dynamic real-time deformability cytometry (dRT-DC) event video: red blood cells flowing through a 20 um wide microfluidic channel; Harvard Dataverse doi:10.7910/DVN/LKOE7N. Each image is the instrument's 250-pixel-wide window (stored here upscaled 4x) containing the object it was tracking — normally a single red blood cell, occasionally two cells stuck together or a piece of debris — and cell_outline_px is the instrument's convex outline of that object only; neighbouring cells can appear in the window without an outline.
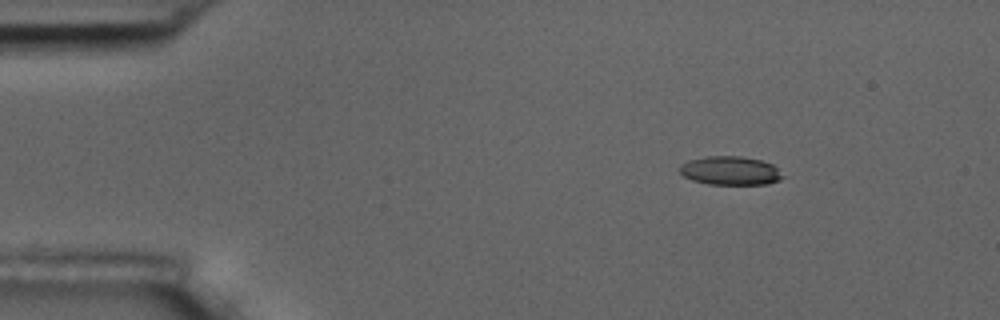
{"species": "common noctule bat (a hibernating species)", "species_latin": "Nyctalus noctula", "temperature_condition": "room temperature", "stored_images_in_passage": 3, "camera_frame_rate_fps": 3000, "um_per_image_px": 0.085, "animal": {"sex": "male", "body_mass_g": 17.5, "forearm_length_mm": 52.3}, "frame": {"image": 1, "passage_image": 1, "time_ms": 0.0, "image_size_px": [1000, 320], "cell_outline_px": [[784, 176], [780, 180], [768, 184], [708, 184], [692, 180], [684, 176], [680, 172], [680, 164], [688, 160], [708, 156], [740, 156], [760, 160], [772, 164]], "centroid_in_image_um": [62.06, 14.51], "position_along_channel_um": 22.9, "area_um2": 17.17}}